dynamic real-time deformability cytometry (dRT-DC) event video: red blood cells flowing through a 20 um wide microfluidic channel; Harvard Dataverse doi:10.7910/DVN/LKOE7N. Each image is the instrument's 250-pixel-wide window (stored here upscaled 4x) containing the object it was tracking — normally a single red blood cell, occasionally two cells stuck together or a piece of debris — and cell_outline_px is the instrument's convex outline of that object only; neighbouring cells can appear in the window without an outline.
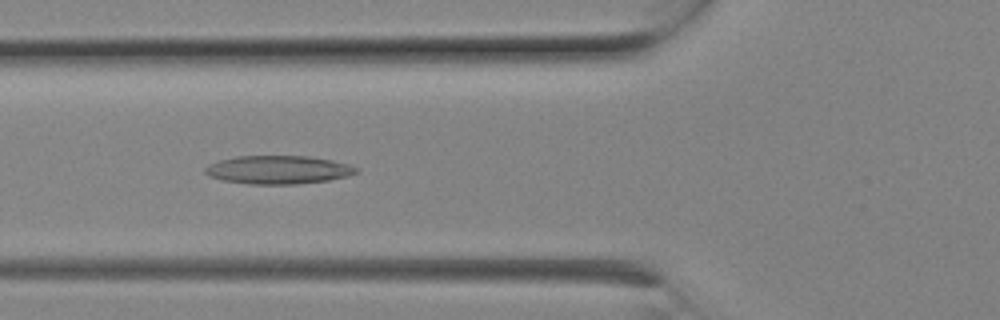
{"species": "Egyptian fruit bat (a non-hibernating species)", "species_latin": "Rousettus aegyptiacus", "temperature_condition": "room temperature", "stored_images_in_passage": 8, "camera_frame_rate_fps": 3000, "um_per_image_px": 0.085, "animal": {"sex": "female"}, "frame": {"image": 1, "passage_image": 7, "time_ms": 2.0, "image_size_px": [1000, 320], "cell_outline_px": [[360, 172], [348, 176], [328, 180], [296, 184], [248, 184], [224, 180], [208, 176], [204, 172], [204, 168], [208, 164], [220, 160], [236, 156], [308, 156], [332, 160], [348, 164], [356, 168]], "centroid_in_image_um": [23.63, 14.43], "position_along_channel_um": 102.2, "area_um2": 24.97}}
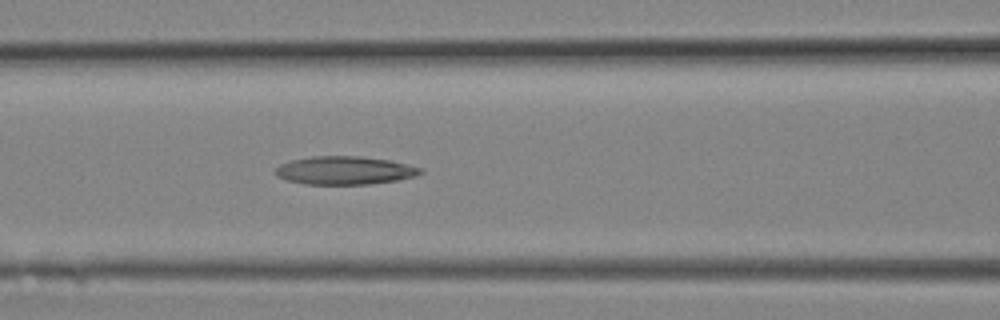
{"frame": {"image": 2, "passage_image": 8, "time_ms": 2.333, "image_size_px": [1000, 320], "cell_outline_px": [[424, 172], [416, 176], [400, 180], [368, 184], [304, 184], [288, 180], [276, 176], [276, 168], [280, 164], [292, 160], [312, 156], [360, 156], [392, 160], [424, 168]], "centroid_in_image_um": [29.37, 14.48], "position_along_channel_um": 137.2, "area_um2": 24.04}}